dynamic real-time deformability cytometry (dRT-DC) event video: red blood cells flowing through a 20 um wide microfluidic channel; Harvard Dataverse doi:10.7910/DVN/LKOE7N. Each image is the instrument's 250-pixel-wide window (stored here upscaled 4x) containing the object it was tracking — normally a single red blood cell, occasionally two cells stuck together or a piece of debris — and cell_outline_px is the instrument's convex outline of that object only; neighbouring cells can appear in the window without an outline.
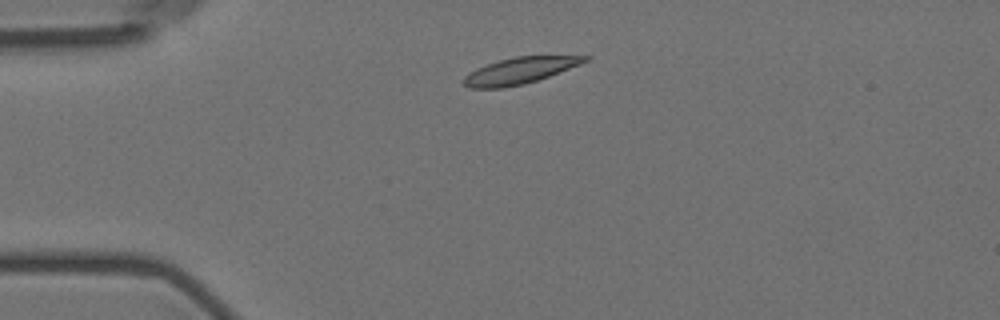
{"species": "Egyptian fruit bat (a non-hibernating species)", "species_latin": "Rousettus aegyptiacus", "temperature_condition": "room temperature", "stored_images_in_passage": 3, "camera_frame_rate_fps": 3000, "um_per_image_px": 0.085, "animal": {"sex": "female"}, "frame": {"image": 1, "passage_image": 2, "time_ms": 1.333, "image_size_px": [1000, 320], "cell_outline_px": [[592, 56], [588, 60], [580, 64], [548, 76], [524, 84], [504, 88], [468, 88], [460, 80], [468, 72], [476, 68], [500, 60], [516, 56]], "centroid_in_image_um": [44.1, 6.01], "position_along_channel_um": 40.9, "area_um2": 18.5}}